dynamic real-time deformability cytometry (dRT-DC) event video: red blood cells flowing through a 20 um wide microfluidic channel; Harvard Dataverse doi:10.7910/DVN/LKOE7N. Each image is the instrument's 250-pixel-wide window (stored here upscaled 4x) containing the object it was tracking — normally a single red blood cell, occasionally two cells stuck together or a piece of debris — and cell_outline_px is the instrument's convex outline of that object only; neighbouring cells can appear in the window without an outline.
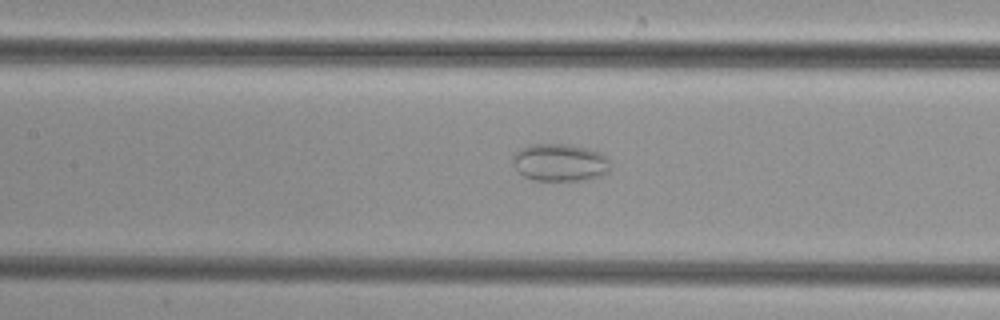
{"species": "common noctule bat (a hibernating species)", "species_latin": "Nyctalus noctula", "temperature_condition": "cold", "stored_images_in_passage": 50, "camera_frame_rate_fps": 3000, "um_per_image_px": 0.085, "animal": {"sex": "female", "body_mass_g": 29.2, "forearm_length_mm": 56.3}, "frame": {"image": 1, "passage_image": 23, "time_ms": 7.333, "image_size_px": [1000, 320], "cell_outline_px": [[608, 172], [600, 176], [580, 180], [532, 180], [524, 176], [512, 164], [512, 152], [528, 144], [568, 144], [600, 152], [608, 156]], "centroid_in_image_um": [47.53, 13.79], "position_along_channel_um": 159.9, "area_um2": 21.39}}
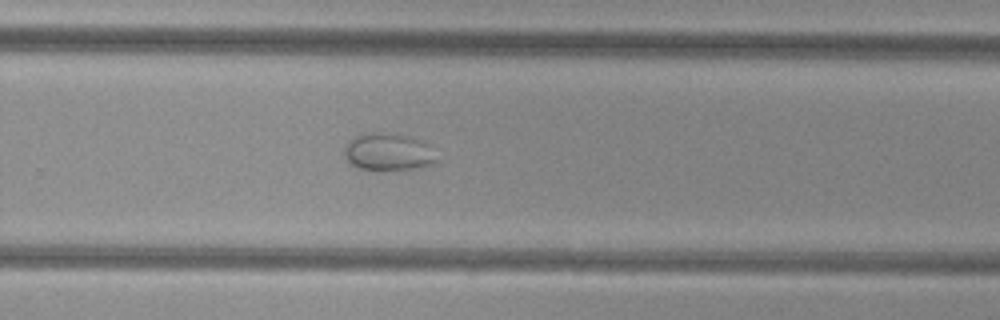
{"frame": {"image": 2, "passage_image": 33, "time_ms": 10.667, "image_size_px": [1000, 320], "cell_outline_px": [[436, 160], [432, 164], [420, 168], [356, 168], [344, 156], [344, 144], [348, 140], [356, 136], [368, 132], [380, 132], [408, 136], [420, 140], [424, 144]], "centroid_in_image_um": [32.9, 12.88], "position_along_channel_um": 296.9, "area_um2": 19.31}}
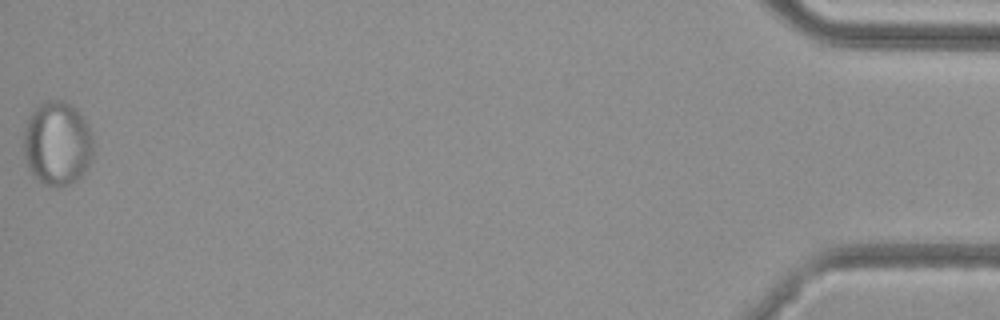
{"frame": {"image": 3, "passage_image": 50, "time_ms": 16.333, "image_size_px": [1000, 320], "cell_outline_px": [[92, 160], [80, 176], [76, 180], [60, 188], [56, 188], [44, 184], [28, 168], [24, 156], [24, 128], [32, 112], [40, 104], [48, 100], [64, 100], [76, 108], [80, 112], [88, 124], [92, 136]], "centroid_in_image_um": [4.88, 12.19], "position_along_channel_um": 430.3, "area_um2": 34.16}}